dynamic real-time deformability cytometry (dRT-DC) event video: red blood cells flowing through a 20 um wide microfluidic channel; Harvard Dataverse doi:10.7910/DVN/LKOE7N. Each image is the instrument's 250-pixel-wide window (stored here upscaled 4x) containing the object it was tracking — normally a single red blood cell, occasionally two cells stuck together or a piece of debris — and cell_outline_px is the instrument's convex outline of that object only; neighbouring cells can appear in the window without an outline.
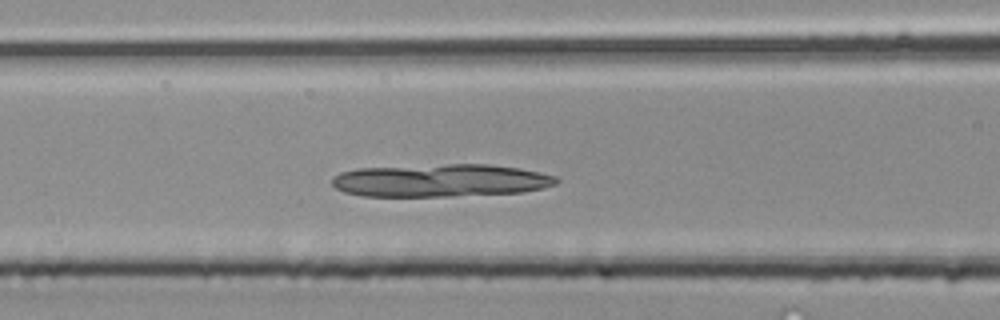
{"species": "common noctule bat (a hibernating species)", "species_latin": "Nyctalus noctula", "temperature_condition": "room temperature", "stored_images_in_passage": 42, "segment_of_instrument_passage": [1, 2], "camera_frame_rate_fps": 3000, "um_per_image_px": 0.085, "animal": {"sex": "male", "body_mass_g": 20.4}, "frame": {"image": 1, "passage_image": 15, "time_ms": 4.667, "image_size_px": [1000, 320], "cell_outline_px": [[560, 180], [556, 184], [544, 188], [524, 192], [452, 196], [364, 196], [344, 192], [336, 188], [332, 184], [332, 176], [340, 172], [356, 168], [448, 164], [488, 164], [520, 168], [540, 172], [556, 176]], "centroid_in_image_um": [37.46, 15.33], "position_along_channel_um": 129.1, "area_um2": 43.12}}
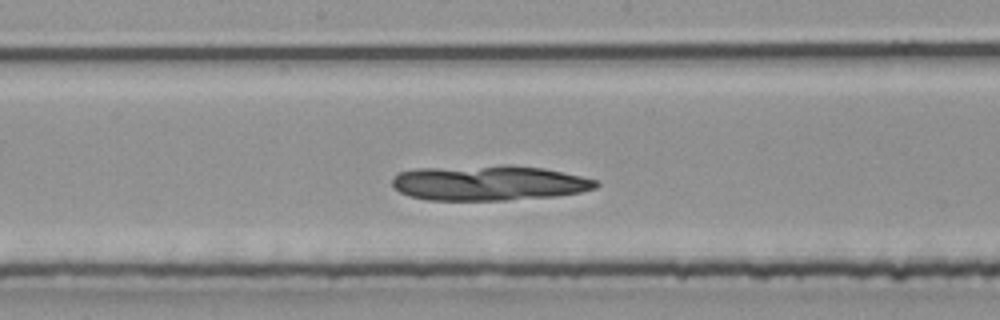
{"frame": {"image": 2, "passage_image": 20, "time_ms": 6.333, "image_size_px": [1000, 320], "cell_outline_px": [[600, 184], [596, 188], [580, 192], [556, 196], [504, 200], [428, 200], [408, 196], [392, 188], [392, 176], [400, 172], [416, 168], [508, 164], [544, 168], [580, 176], [596, 180]], "centroid_in_image_um": [41.51, 15.54], "position_along_channel_um": 206.7, "area_um2": 42.19}}
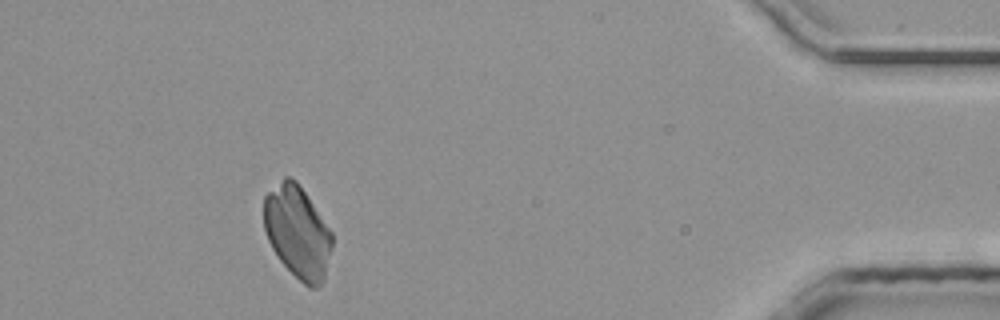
{"frame": {"image": 3, "passage_image": 37, "time_ms": 12.0, "image_size_px": [1000, 320], "cell_outline_px": [[332, 248], [324, 280], [316, 288], [308, 288], [280, 260], [272, 248], [268, 240], [264, 228], [264, 196], [284, 176], [288, 176], [296, 180], [332, 232]], "centroid_in_image_um": [25.28, 19.72], "position_along_channel_um": 409.9, "area_um2": 36.41}}